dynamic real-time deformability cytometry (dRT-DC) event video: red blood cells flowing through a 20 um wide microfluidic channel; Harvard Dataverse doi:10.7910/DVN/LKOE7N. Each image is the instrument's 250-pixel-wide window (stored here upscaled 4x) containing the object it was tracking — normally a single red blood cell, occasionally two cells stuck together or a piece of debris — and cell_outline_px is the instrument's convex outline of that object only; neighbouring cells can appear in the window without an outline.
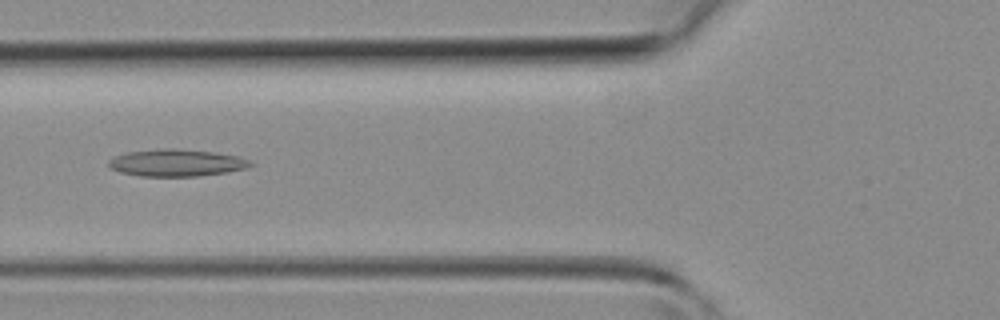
{"species": "common noctule bat (a hibernating species)", "species_latin": "Nyctalus noctula", "temperature_condition": "room temperature", "stored_images_in_passage": 35, "camera_frame_rate_fps": 3000, "um_per_image_px": 0.085, "animal": {"sex": "female", "body_mass_g": 19.3, "forearm_length_mm": 54.1}, "frame": {"image": 1, "passage_image": 8, "time_ms": 2.333, "image_size_px": [1000, 320], "cell_outline_px": [[256, 164], [248, 168], [228, 172], [200, 176], [140, 176], [120, 172], [112, 168], [108, 164], [108, 160], [116, 156], [128, 152], [164, 148], [172, 148], [212, 152], [240, 156]], "centroid_in_image_um": [15.06, 13.84], "position_along_channel_um": 110.7, "area_um2": 22.37}}
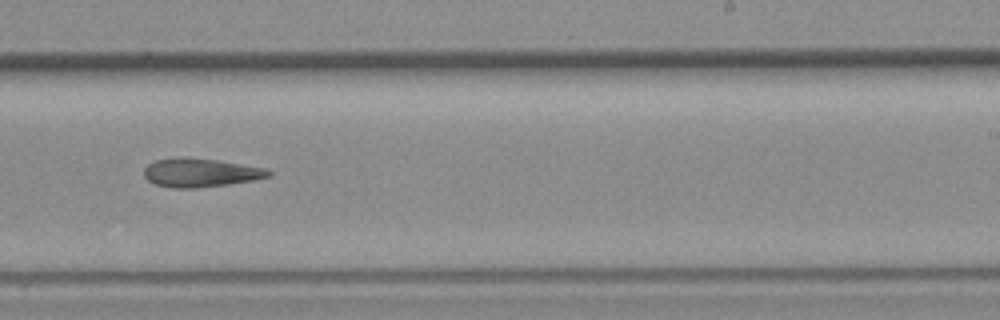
{"frame": {"image": 2, "passage_image": 18, "time_ms": 5.667, "image_size_px": [1000, 320], "cell_outline_px": [[272, 176], [252, 180], [228, 184], [196, 188], [172, 188], [156, 184], [148, 180], [144, 176], [144, 168], [148, 164], [156, 160], [176, 156], [188, 156], [220, 160], [268, 168], [272, 172]], "centroid_in_image_um": [17.06, 14.65], "position_along_channel_um": 271.9, "area_um2": 21.21}}
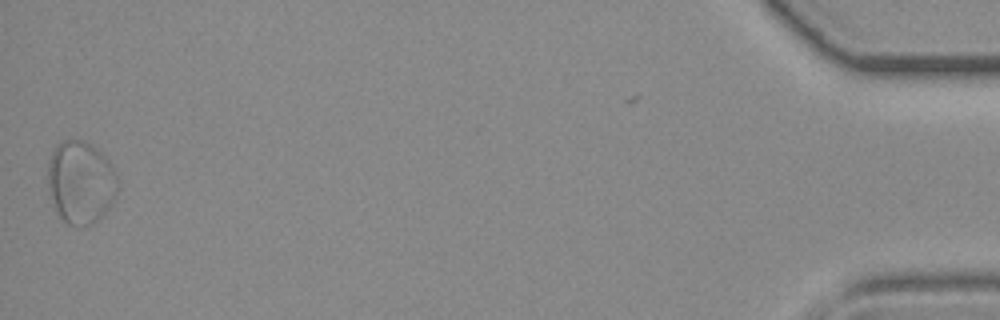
{"frame": {"image": 3, "passage_image": 34, "time_ms": 11.0, "image_size_px": [1000, 320], "cell_outline_px": [[116, 196], [112, 204], [92, 224], [68, 224], [60, 220], [48, 184], [48, 164], [52, 152], [56, 144], [64, 140], [84, 140], [100, 152], [112, 164], [116, 172]], "centroid_in_image_um": [6.86, 15.47], "position_along_channel_um": 428.3, "area_um2": 33.18}}